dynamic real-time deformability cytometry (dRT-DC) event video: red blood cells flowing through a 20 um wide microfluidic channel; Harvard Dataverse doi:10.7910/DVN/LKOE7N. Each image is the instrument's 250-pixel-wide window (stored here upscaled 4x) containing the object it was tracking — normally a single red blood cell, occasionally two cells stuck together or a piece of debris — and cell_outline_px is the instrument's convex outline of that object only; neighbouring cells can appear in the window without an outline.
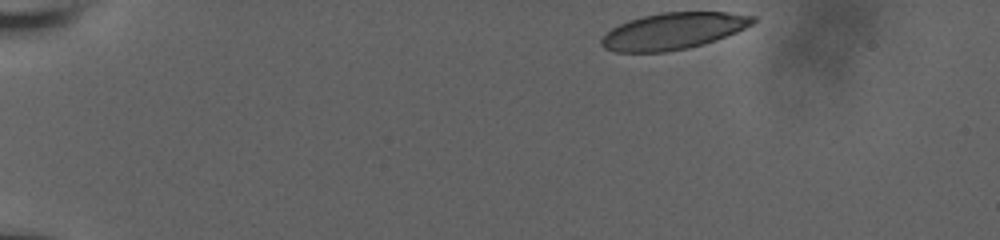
{"species": "human", "species_latin": "Homo sapiens", "temperature_condition": "room temperature", "stored_images_in_passage": 41, "camera_frame_rate_fps": 3000, "um_per_image_px": 0.085, "donor": {"sex": "male"}, "frame": {"image": 1, "passage_image": 1, "time_ms": 0.0, "image_size_px": [1000, 240], "cell_outline_px": [[756, 20], [752, 24], [736, 32], [716, 40], [704, 44], [688, 48], [664, 52], [616, 52], [604, 48], [600, 44], [600, 40], [612, 28], [628, 20], [660, 12], [728, 12], [756, 16]], "centroid_in_image_um": [57.23, 2.64], "position_along_channel_um": 27.8, "area_um2": 32.25}}
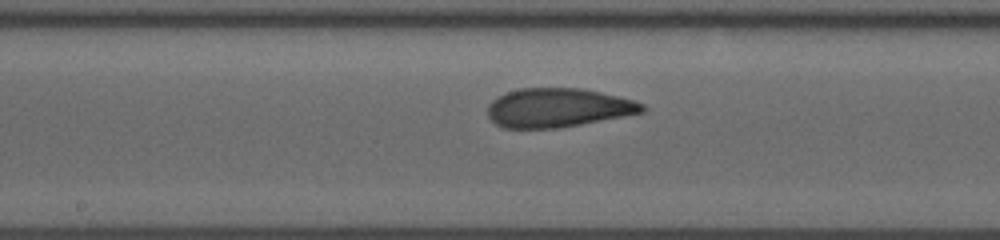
{"frame": {"image": 2, "passage_image": 23, "time_ms": 7.333, "image_size_px": [1000, 240], "cell_outline_px": [[648, 108], [644, 112], [624, 116], [560, 128], [504, 128], [496, 124], [488, 116], [488, 104], [492, 100], [508, 92], [520, 88], [580, 88], [600, 92], [632, 100], [644, 104]], "centroid_in_image_um": [47.43, 9.16], "position_along_channel_um": 200.8, "area_um2": 34.97}}
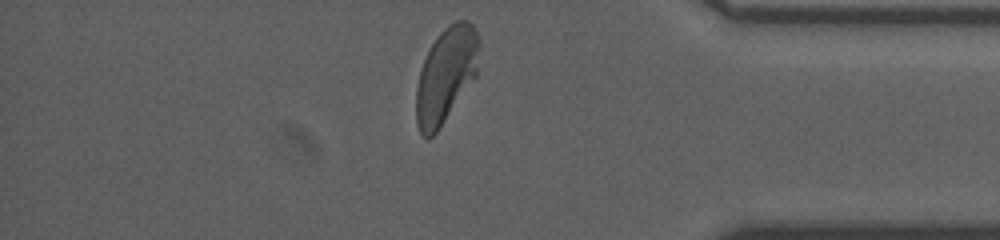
{"frame": {"image": 3, "passage_image": 40, "time_ms": 13.0, "image_size_px": [1000, 240], "cell_outline_px": [[480, 44], [476, 76], [436, 132], [428, 140], [420, 132], [416, 124], [416, 88], [420, 72], [424, 60], [432, 44], [440, 32], [444, 28], [456, 20], [468, 20], [476, 28], [480, 40]], "centroid_in_image_um": [37.92, 6.35], "position_along_channel_um": 397.3, "area_um2": 34.74}, "authors_computed_cell_mechanics": {"area_um2": 34.7378, "velocity_mm_per_s": 3.8061, "shape_relaxation_time_tau1_ms": 4.7296, "shape_relaxation_time_tau2_ms": 0.9419, "deformation_change_tau1": 0.1847, "deformation_change_tau2": 0.0777}}